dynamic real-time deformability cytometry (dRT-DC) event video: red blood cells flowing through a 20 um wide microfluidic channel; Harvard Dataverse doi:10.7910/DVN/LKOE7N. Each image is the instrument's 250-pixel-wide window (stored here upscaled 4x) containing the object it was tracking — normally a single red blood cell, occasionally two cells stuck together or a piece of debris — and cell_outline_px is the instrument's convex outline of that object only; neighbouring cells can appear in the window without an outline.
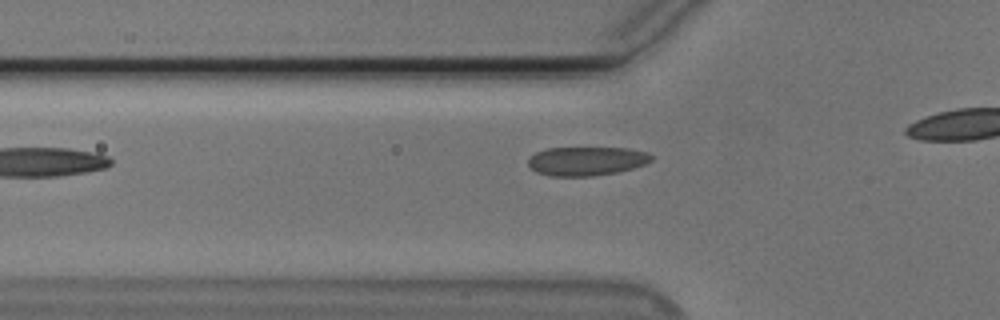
{"species": "Egyptian fruit bat (a non-hibernating species)", "species_latin": "Rousettus aegyptiacus", "temperature_condition": "cold", "stored_images_in_passage": 4, "camera_frame_rate_fps": 3000, "um_per_image_px": 0.085, "animal": {"sex": "male"}, "frame": {"image": 1, "passage_image": 2, "time_ms": 0.333, "image_size_px": [1000, 320], "cell_outline_px": [[652, 160], [644, 164], [632, 168], [616, 172], [592, 176], [552, 176], [536, 172], [528, 164], [528, 160], [536, 152], [548, 148], [628, 148], [648, 152], [652, 156]], "centroid_in_image_um": [49.86, 13.69], "position_along_channel_um": 75.9, "area_um2": 20.58}}